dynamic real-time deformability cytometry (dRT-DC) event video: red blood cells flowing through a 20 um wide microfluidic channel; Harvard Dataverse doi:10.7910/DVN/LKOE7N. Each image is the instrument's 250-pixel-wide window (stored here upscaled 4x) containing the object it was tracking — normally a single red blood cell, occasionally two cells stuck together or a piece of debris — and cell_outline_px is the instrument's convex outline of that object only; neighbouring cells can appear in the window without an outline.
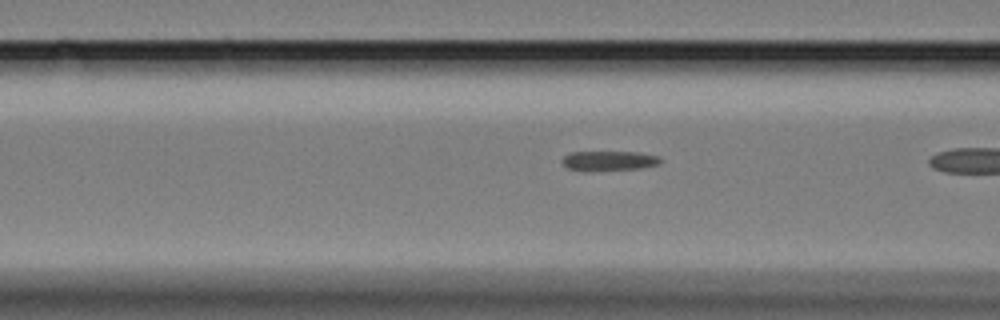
{"species": "Egyptian fruit bat (a non-hibernating species)", "species_latin": "Rousettus aegyptiacus", "temperature_condition": "cold", "stored_images_in_passage": 44, "segment_of_instrument_passage": [2, 2], "camera_frame_rate_fps": 3000, "um_per_image_px": 0.085, "animal": {"sex": "female"}, "frame": {"image": 1, "passage_image": 20, "time_ms": 6.333, "image_size_px": [1000, 320], "cell_outline_px": [[664, 160], [660, 164], [640, 168], [592, 172], [584, 172], [568, 168], [560, 160], [564, 156], [572, 152], [640, 152], [660, 156]], "centroid_in_image_um": [51.79, 13.68], "position_along_channel_um": 114.8, "area_um2": 11.73}}
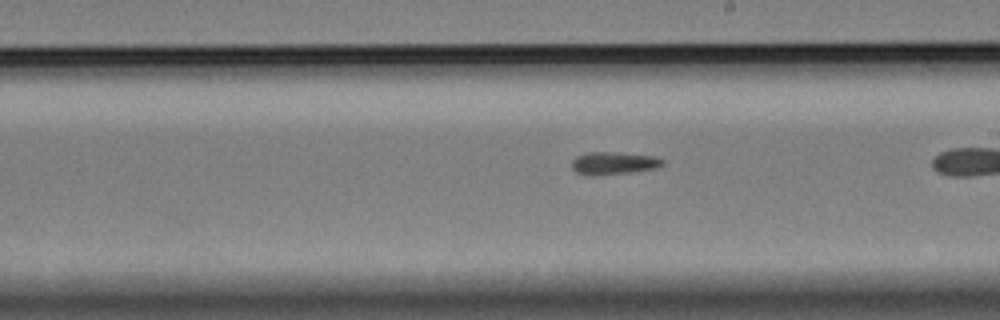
{"frame": {"image": 2, "passage_image": 31, "time_ms": 10.0, "image_size_px": [1000, 320], "cell_outline_px": [[664, 164], [656, 168], [632, 172], [596, 176], [588, 176], [576, 172], [572, 168], [572, 160], [576, 156], [588, 152], [616, 152], [652, 156], [664, 160]], "centroid_in_image_um": [52.12, 13.88], "position_along_channel_um": 236.9, "area_um2": 12.08}}
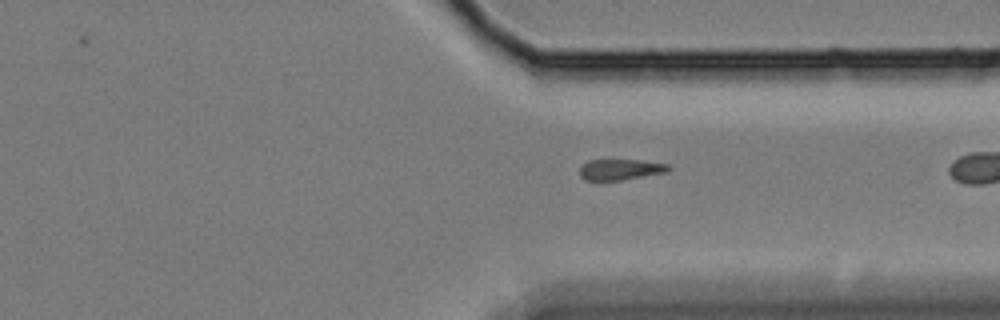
{"frame": {"image": 3, "passage_image": 42, "time_ms": 13.667, "image_size_px": [1000, 320], "cell_outline_px": [[672, 168], [668, 172], [596, 184], [584, 180], [580, 176], [580, 168], [588, 160], [640, 160], [668, 164]], "centroid_in_image_um": [52.68, 14.45], "position_along_channel_um": 358.7, "area_um2": 11.27}}